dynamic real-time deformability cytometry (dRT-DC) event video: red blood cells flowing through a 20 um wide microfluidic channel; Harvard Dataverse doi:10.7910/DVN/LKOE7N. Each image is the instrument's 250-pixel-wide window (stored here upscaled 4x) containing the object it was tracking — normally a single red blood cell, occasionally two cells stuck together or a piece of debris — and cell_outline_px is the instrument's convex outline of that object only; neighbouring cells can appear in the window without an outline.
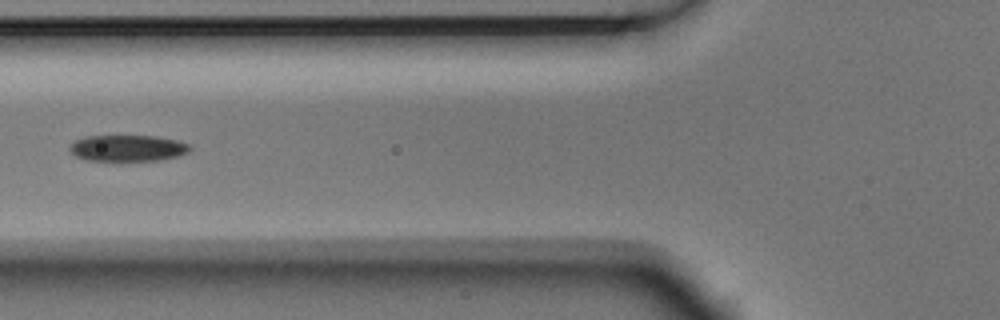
{"species": "Egyptian fruit bat (a non-hibernating species)", "species_latin": "Rousettus aegyptiacus", "temperature_condition": "room temperature", "stored_images_in_passage": 4, "camera_frame_rate_fps": 3000, "um_per_image_px": 0.085, "animal": {"sex": "male"}, "frame": {"image": 1, "passage_image": 3, "time_ms": 0.667, "image_size_px": [1000, 320], "cell_outline_px": [[192, 148], [188, 152], [176, 156], [156, 160], [84, 160], [76, 156], [68, 148], [76, 140], [88, 136], [156, 136], [176, 140], [188, 144]], "centroid_in_image_um": [10.85, 12.58], "position_along_channel_um": 115.0, "area_um2": 18.09}}
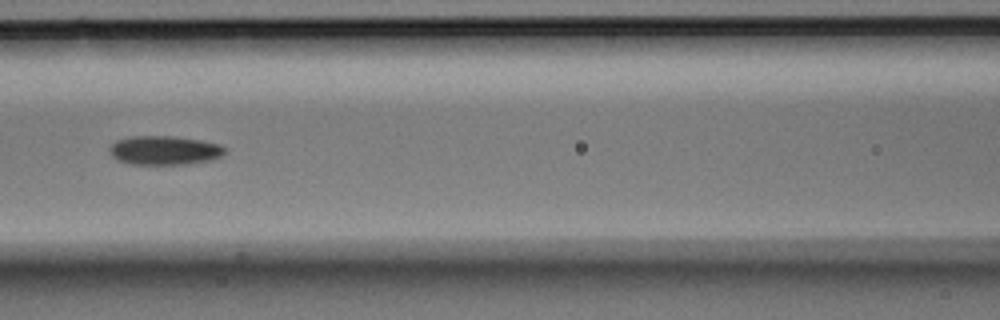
{"frame": {"image": 2, "passage_image": 4, "time_ms": 1.0, "image_size_px": [1000, 320], "cell_outline_px": [[228, 152], [212, 160], [188, 164], [128, 164], [116, 160], [112, 156], [108, 148], [116, 140], [132, 136], [172, 136], [200, 140], [220, 144]], "centroid_in_image_um": [13.97, 12.78], "position_along_channel_um": 152.6, "area_um2": 19.65}}